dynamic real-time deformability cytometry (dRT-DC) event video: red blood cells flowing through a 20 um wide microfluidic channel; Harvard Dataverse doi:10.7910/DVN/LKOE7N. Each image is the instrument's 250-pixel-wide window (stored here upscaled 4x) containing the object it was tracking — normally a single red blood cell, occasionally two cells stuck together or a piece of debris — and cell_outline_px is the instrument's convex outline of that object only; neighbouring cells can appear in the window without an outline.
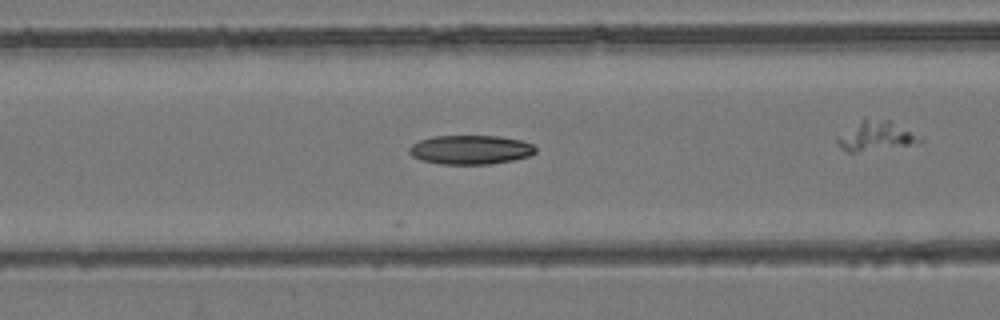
{"species": "common noctule bat (a hibernating species)", "species_latin": "Nyctalus noctula", "temperature_condition": "room temperature", "stored_images_in_passage": 11, "camera_frame_rate_fps": 3000, "um_per_image_px": 0.085, "animal": {"sex": "female", "body_mass_g": 24.6, "forearm_length_mm": 56.2}, "frame": {"image": 1, "passage_image": 5, "time_ms": 1.333, "image_size_px": [1000, 320], "cell_outline_px": [[536, 152], [528, 156], [512, 160], [488, 164], [440, 164], [420, 160], [412, 156], [408, 152], [408, 148], [412, 144], [420, 140], [432, 136], [496, 136], [520, 140], [532, 144], [536, 148]], "centroid_in_image_um": [39.95, 12.73], "position_along_channel_um": 126.7, "area_um2": 21.39}}
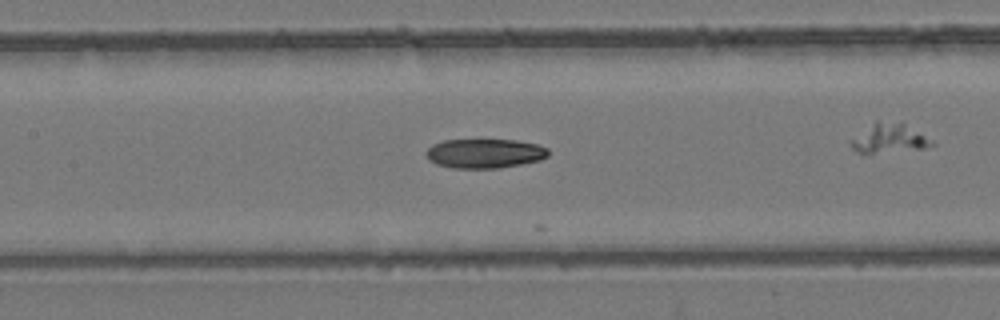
{"frame": {"image": 2, "passage_image": 8, "time_ms": 2.333, "image_size_px": [1000, 320], "cell_outline_px": [[548, 156], [540, 160], [500, 168], [452, 168], [436, 164], [428, 160], [428, 148], [432, 144], [444, 140], [516, 140], [536, 144], [548, 148]], "centroid_in_image_um": [41.2, 13.04], "position_along_channel_um": 166.2, "area_um2": 20.81}}